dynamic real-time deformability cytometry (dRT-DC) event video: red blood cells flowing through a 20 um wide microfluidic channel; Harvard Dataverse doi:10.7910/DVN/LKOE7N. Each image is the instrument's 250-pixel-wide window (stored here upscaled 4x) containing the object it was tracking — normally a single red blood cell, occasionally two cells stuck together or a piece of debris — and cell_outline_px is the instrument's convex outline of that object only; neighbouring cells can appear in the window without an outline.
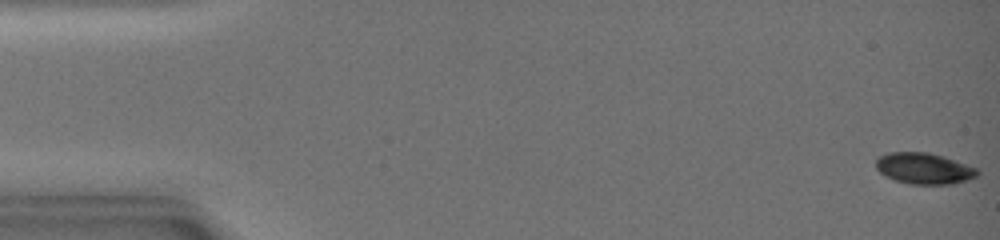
{"species": "common noctule bat (a hibernating species)", "species_latin": "Nyctalus noctula", "temperature_condition": "warm", "stored_images_in_passage": 45, "camera_frame_rate_fps": 3000, "um_per_image_px": 0.085, "animal": {"sex": "female", "body_mass_g": 19.0, "forearm_length_mm": 51.5}, "frame": {"image": 1, "passage_image": 1, "time_ms": 0.0, "image_size_px": [1000, 240], "cell_outline_px": [[980, 172], [976, 176], [952, 184], [908, 184], [884, 176], [876, 168], [876, 160], [880, 156], [888, 152], [928, 152], [944, 156], [976, 168]], "centroid_in_image_um": [78.51, 14.31], "position_along_channel_um": 6.5, "area_um2": 18.32}}
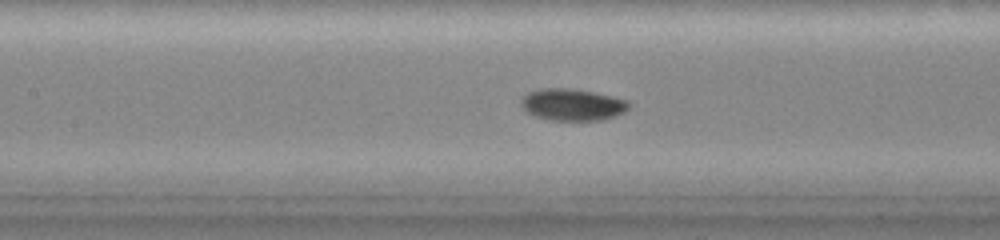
{"frame": {"image": 2, "passage_image": 22, "time_ms": 7.0, "image_size_px": [1000, 240], "cell_outline_px": [[632, 104], [624, 112], [616, 116], [604, 120], [548, 120], [536, 116], [528, 112], [520, 104], [520, 100], [528, 92], [540, 88], [572, 88], [596, 92], [628, 100]], "centroid_in_image_um": [48.68, 8.88], "position_along_channel_um": 158.7, "area_um2": 20.23}}
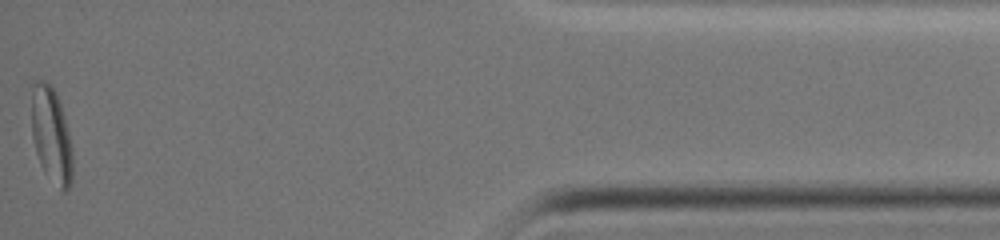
{"frame": {"image": 3, "passage_image": 45, "time_ms": 14.667, "image_size_px": [1000, 240], "cell_outline_px": [[72, 180], [68, 188], [64, 192], [44, 172], [40, 164], [36, 152], [32, 136], [32, 84], [36, 80], [44, 80], [56, 92], [64, 116], [72, 148]], "centroid_in_image_um": [4.35, 11.48], "position_along_channel_um": 430.8, "area_um2": 22.6}, "authors_computed_cell_mechanics": {"area_um2": 19.1318, "velocity_mm_per_s": 4.3738, "shape_relaxation_time_tau1_ms": 3.9792, "shape_relaxation_time_tau2_ms": 3.2884, "deformation_change_tau1": 0.1515, "deformation_change_tau2": 0.041}}